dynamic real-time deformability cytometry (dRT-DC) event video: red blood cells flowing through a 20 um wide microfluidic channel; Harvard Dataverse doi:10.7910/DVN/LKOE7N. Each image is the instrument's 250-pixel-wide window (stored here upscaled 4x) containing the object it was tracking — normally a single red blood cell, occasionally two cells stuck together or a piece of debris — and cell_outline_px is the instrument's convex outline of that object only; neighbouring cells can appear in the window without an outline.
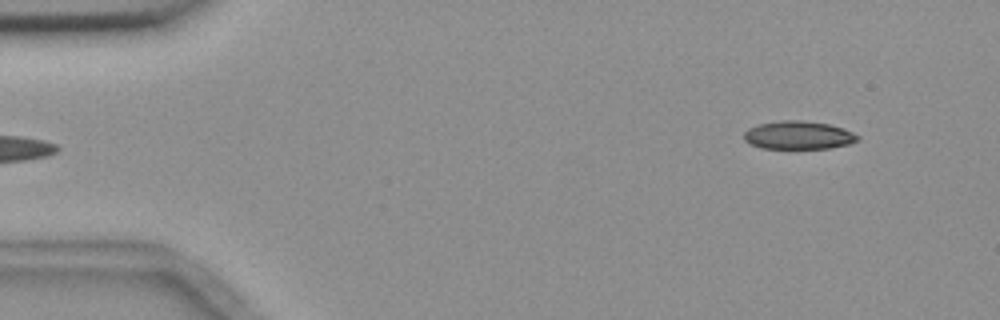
{"species": "common noctule bat (a hibernating species)", "species_latin": "Nyctalus noctula", "temperature_condition": "room temperature", "stored_images_in_passage": 4, "segment_of_instrument_passage": [2, 2], "camera_frame_rate_fps": 3000, "um_per_image_px": 0.085, "animal": {"sex": "female", "body_mass_g": 18.4}, "frame": {"image": 1, "passage_image": 4, "time_ms": 3.333, "image_size_px": [1000, 320], "cell_outline_px": [[860, 140], [848, 144], [832, 148], [760, 148], [744, 140], [744, 132], [748, 128], [756, 124], [780, 120], [804, 120], [828, 124], [844, 128], [860, 136]], "centroid_in_image_um": [67.87, 11.48], "position_along_channel_um": 17.1, "area_um2": 18.84}}